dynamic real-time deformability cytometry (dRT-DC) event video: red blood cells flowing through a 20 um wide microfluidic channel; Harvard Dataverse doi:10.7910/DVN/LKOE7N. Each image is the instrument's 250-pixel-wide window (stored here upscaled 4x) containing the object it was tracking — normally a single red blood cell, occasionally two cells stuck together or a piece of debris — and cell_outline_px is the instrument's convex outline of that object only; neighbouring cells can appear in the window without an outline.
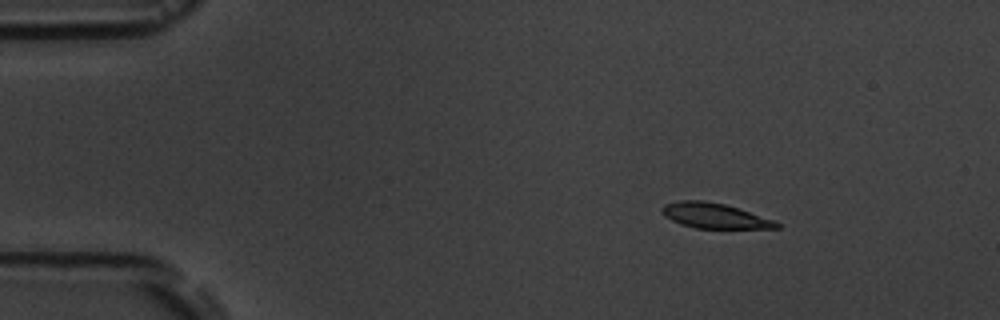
{"species": "common noctule bat (a hibernating species)", "species_latin": "Nyctalus noctula", "temperature_condition": "room temperature", "stored_images_in_passage": 3, "camera_frame_rate_fps": 3000, "um_per_image_px": 0.085, "animal": {"sex": "male", "body_mass_g": 19.5, "forearm_length_mm": 54.6}, "frame": {"image": 1, "passage_image": 1, "time_ms": 0.0, "image_size_px": [1000, 320], "cell_outline_px": [[780, 228], [696, 228], [680, 224], [664, 216], [660, 212], [660, 208], [664, 204], [680, 200], [704, 200], [724, 204], [740, 208], [776, 220], [780, 224]], "centroid_in_image_um": [60.73, 18.33], "position_along_channel_um": 24.3, "area_um2": 17.05}}